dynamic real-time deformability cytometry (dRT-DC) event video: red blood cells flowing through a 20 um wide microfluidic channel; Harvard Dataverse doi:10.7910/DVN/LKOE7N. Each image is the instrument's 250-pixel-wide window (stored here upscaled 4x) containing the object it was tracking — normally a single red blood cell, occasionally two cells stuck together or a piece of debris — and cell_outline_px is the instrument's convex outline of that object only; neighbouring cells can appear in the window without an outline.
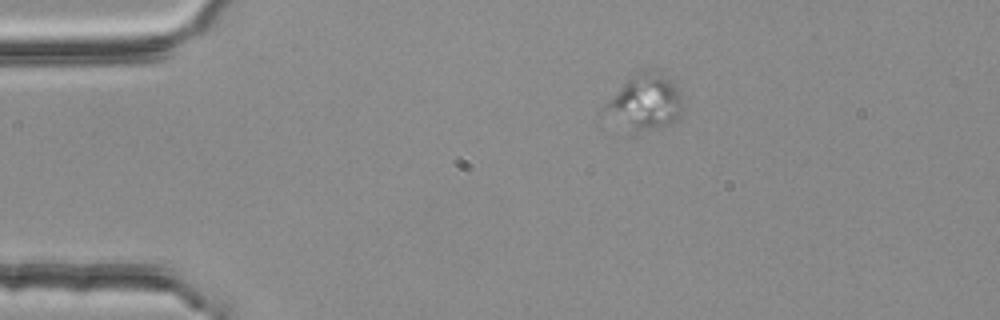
{"species": "common noctule bat (a hibernating species)", "species_latin": "Nyctalus noctula", "temperature_condition": "room temperature", "stored_images_in_passage": 5, "camera_frame_rate_fps": 3000, "um_per_image_px": 0.085, "animal": {"sex": "female", "body_mass_g": 25.1}, "frame": {"image": 1, "passage_image": 5, "time_ms": 1.333, "image_size_px": [1000, 320], "cell_outline_px": [[680, 112], [676, 120], [668, 124], [652, 128], [636, 128], [600, 116], [600, 112], [628, 76], [632, 72], [640, 68], [644, 68], [660, 72], [668, 76], [680, 92]], "centroid_in_image_um": [54.78, 8.56], "position_along_channel_um": 30.2, "area_um2": 24.68}}